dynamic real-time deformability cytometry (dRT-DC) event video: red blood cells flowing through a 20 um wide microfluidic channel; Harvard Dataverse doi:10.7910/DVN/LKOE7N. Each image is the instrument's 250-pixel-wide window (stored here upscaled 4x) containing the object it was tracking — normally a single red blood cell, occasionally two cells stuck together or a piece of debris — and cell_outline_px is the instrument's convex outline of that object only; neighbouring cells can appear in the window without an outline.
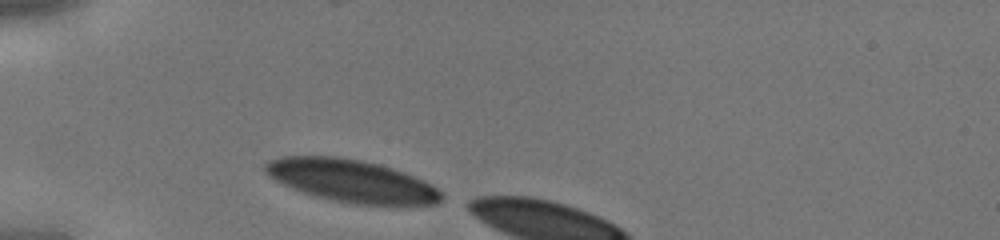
{"species": "human", "species_latin": "Homo sapiens", "temperature_condition": "cold", "stored_images_in_passage": 4, "camera_frame_rate_fps": 3000, "um_per_image_px": 0.085, "donor": {"sex": "male"}, "frame": {"image": 1, "passage_image": 1, "time_ms": 0.0, "image_size_px": [1000, 240], "cell_outline_px": [[444, 196], [436, 204], [352, 204], [332, 200], [316, 196], [292, 188], [268, 176], [264, 172], [264, 164], [268, 160], [280, 156], [336, 156], [360, 160], [380, 164], [404, 172], [424, 180], [432, 184]], "centroid_in_image_um": [29.84, 15.35], "position_along_channel_um": 55.2, "area_um2": 43.47}}